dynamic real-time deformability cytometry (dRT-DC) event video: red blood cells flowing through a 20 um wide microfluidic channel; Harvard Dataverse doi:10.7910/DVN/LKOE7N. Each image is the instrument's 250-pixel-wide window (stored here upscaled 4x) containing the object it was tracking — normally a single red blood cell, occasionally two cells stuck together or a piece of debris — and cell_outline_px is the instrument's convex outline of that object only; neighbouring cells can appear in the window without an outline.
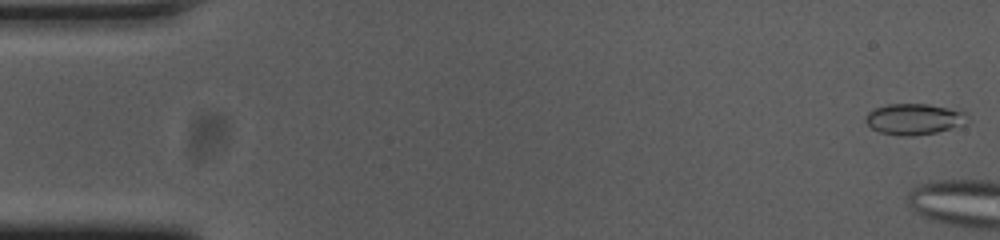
{"species": "common noctule bat (a hibernating species)", "species_latin": "Nyctalus noctula", "temperature_condition": "cold", "stored_images_in_passage": 4, "camera_frame_rate_fps": 3000, "um_per_image_px": 0.085, "animal": {"sex": "female", "body_mass_g": 23.0, "forearm_length_mm": 53.4}, "frame": {"image": 1, "passage_image": 1, "time_ms": 0.0, "image_size_px": [1000, 240], "cell_outline_px": [[972, 120], [936, 132], [916, 136], [900, 136], [880, 132], [872, 128], [864, 120], [864, 116], [868, 112], [876, 108], [888, 104], [928, 104], [960, 108], [968, 112]], "centroid_in_image_um": [77.77, 10.1], "position_along_channel_um": 7.2, "area_um2": 18.79}}